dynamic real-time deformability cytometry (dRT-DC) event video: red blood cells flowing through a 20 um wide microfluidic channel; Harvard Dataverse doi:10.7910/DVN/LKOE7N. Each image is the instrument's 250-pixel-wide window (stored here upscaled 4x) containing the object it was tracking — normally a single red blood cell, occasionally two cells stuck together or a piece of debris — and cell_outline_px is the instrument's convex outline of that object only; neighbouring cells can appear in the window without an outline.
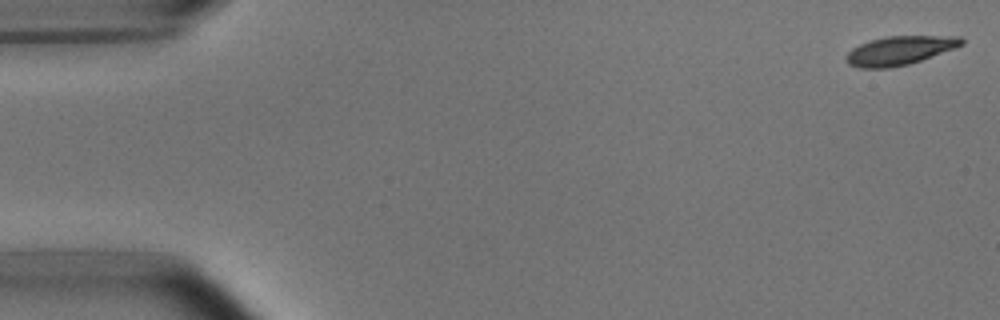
{"species": "common noctule bat (a hibernating species)", "species_latin": "Nyctalus noctula", "temperature_condition": "room temperature", "stored_images_in_passage": 12, "camera_frame_rate_fps": 3000, "um_per_image_px": 0.085, "animal": {"sex": "male", "body_mass_g": 15.6}, "frame": {"image": 1, "passage_image": 1, "time_ms": 0.0, "image_size_px": [1000, 320], "cell_outline_px": [[964, 44], [920, 60], [908, 64], [888, 68], [860, 68], [848, 64], [844, 60], [844, 56], [852, 48], [860, 44], [872, 40], [888, 36], [960, 36], [964, 40]], "centroid_in_image_um": [76.42, 4.29], "position_along_channel_um": 8.6, "area_um2": 19.19}}